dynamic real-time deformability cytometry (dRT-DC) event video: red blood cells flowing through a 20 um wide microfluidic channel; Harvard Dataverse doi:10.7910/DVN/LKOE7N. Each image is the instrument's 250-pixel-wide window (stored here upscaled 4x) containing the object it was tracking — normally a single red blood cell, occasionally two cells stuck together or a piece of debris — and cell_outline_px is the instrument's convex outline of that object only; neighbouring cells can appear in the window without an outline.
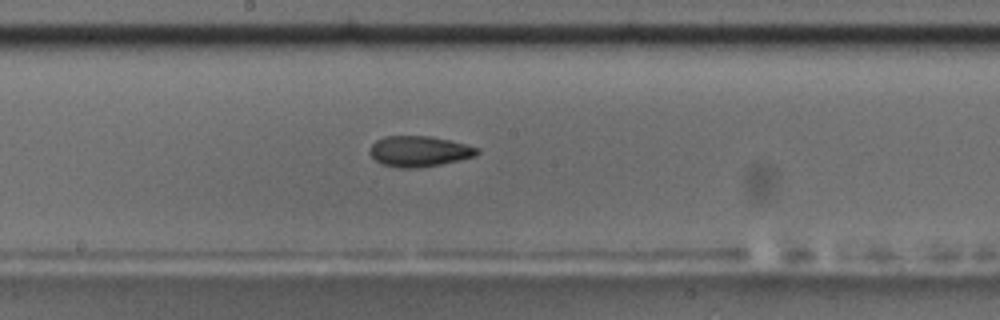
{"species": "common noctule bat (a hibernating species)", "species_latin": "Nyctalus noctula", "temperature_condition": "room temperature", "stored_images_in_passage": 36, "camera_frame_rate_fps": 3000, "um_per_image_px": 0.085, "animal": {"sex": "male", "body_mass_g": 17.5, "forearm_length_mm": 52.3}, "frame": {"image": 1, "passage_image": 16, "time_ms": 5.0, "image_size_px": [1000, 320], "cell_outline_px": [[480, 152], [476, 156], [460, 160], [440, 164], [416, 168], [400, 168], [380, 164], [368, 152], [372, 144], [376, 140], [384, 136], [432, 136], [480, 148]], "centroid_in_image_um": [35.62, 12.86], "position_along_channel_um": 212.6, "area_um2": 19.25}, "authors_computed_cell_mechanics": {"area_um2": 19.2763, "velocity_mm_per_s": 3.7197, "shape_relaxation_time_tau1_ms": 7.5233, "shape_relaxation_time_tau2_ms": 5.9579, "deformation_change_tau1": 0.1467, "deformation_change_tau2": 0.1377}}